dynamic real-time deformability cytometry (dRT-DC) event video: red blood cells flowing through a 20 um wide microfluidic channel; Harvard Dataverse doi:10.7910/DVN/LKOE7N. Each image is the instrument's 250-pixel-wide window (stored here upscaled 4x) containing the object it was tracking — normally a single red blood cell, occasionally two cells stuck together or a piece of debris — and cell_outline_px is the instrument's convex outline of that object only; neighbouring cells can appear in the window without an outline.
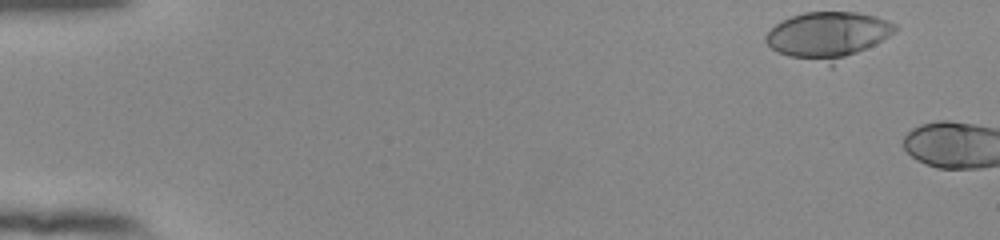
{"species": "human", "species_latin": "Homo sapiens", "temperature_condition": "room temperature", "stored_images_in_passage": 4, "camera_frame_rate_fps": 3000, "um_per_image_px": 0.085, "donor": {"sex": "female"}, "frame": {"image": 1, "passage_image": 1, "time_ms": 0.0, "image_size_px": [1000, 240], "cell_outline_px": [[896, 28], [888, 36], [832, 68], [788, 56], [776, 52], [764, 40], [764, 36], [780, 20], [804, 12], [856, 12], [876, 16], [896, 24]], "centroid_in_image_um": [70.32, 3.05], "position_along_channel_um": 14.7, "area_um2": 35.84}}